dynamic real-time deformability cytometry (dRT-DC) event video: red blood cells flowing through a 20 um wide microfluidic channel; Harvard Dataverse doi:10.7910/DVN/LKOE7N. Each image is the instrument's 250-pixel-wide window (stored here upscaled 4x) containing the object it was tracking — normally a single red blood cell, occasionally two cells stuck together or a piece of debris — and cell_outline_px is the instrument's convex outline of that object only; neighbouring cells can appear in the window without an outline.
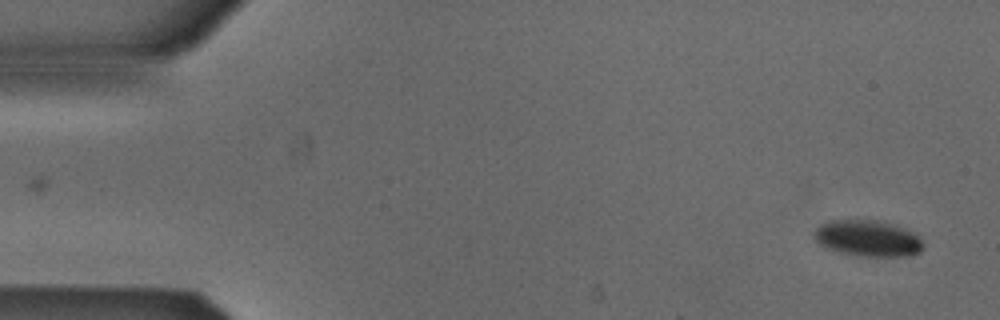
{"species": "Egyptian fruit bat (a non-hibernating species)", "species_latin": "Rousettus aegyptiacus", "temperature_condition": "cold", "stored_images_in_passage": 2, "camera_frame_rate_fps": 3000, "um_per_image_px": 0.085, "animal": {"sex": "male"}, "frame": {"image": 1, "passage_image": 2, "time_ms": 0.333, "image_size_px": [1000, 320], "cell_outline_px": [[920, 252], [908, 256], [856, 256], [840, 252], [828, 248], [820, 244], [812, 236], [812, 232], [820, 224], [828, 220], [880, 220], [896, 224], [912, 232], [920, 240]], "centroid_in_image_um": [73.7, 20.24], "position_along_channel_um": 11.3, "area_um2": 23.0}}